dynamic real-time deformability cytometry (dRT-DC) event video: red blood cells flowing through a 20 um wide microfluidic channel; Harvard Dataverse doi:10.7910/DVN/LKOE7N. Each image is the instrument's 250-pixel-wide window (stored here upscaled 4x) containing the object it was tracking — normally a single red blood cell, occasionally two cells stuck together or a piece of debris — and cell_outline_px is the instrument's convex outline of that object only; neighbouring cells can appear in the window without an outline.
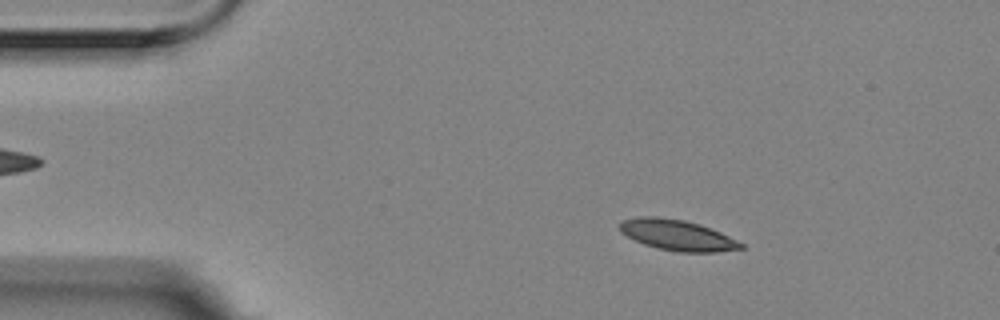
{"species": "Egyptian fruit bat (a non-hibernating species)", "species_latin": "Rousettus aegyptiacus", "temperature_condition": "room temperature", "stored_images_in_passage": 55, "camera_frame_rate_fps": 3000, "um_per_image_px": 0.085, "animal": {"sex": "female"}, "frame": {"image": 1, "passage_image": 8, "time_ms": 2.333, "image_size_px": [1000, 320], "cell_outline_px": [[744, 248], [716, 252], [676, 252], [656, 248], [644, 244], [620, 232], [620, 224], [624, 220], [640, 216], [656, 216], [684, 220], [700, 224], [720, 232], [744, 244]], "centroid_in_image_um": [57.57, 19.99], "position_along_channel_um": 27.4, "area_um2": 21.56}}
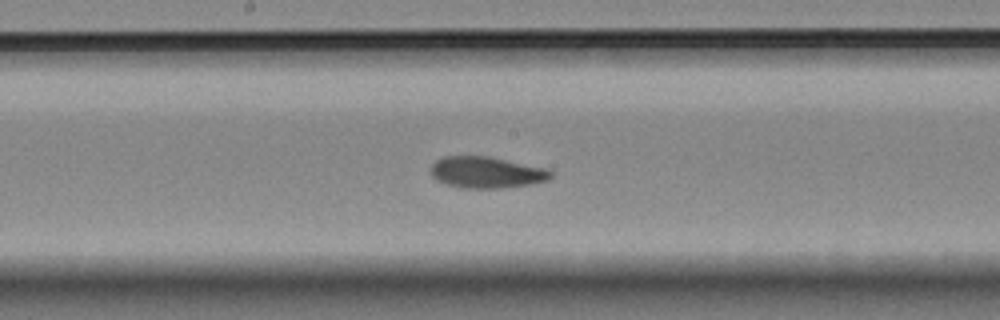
{"frame": {"image": 2, "passage_image": 28, "time_ms": 9.0, "image_size_px": [1000, 320], "cell_outline_px": [[552, 176], [548, 180], [528, 184], [504, 188], [460, 188], [436, 180], [432, 176], [432, 164], [436, 160], [444, 156], [488, 156], [548, 168], [552, 172]], "centroid_in_image_um": [41.36, 14.65], "position_along_channel_um": 206.8, "area_um2": 21.96}}
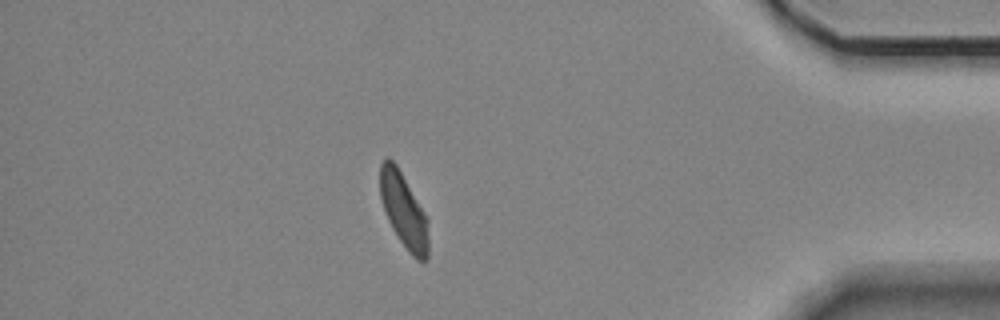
{"frame": {"image": 3, "passage_image": 48, "time_ms": 15.667, "image_size_px": [1000, 320], "cell_outline_px": [[428, 260], [416, 260], [408, 252], [392, 228], [388, 220], [380, 196], [380, 164], [388, 156], [396, 164], [428, 216]], "centroid_in_image_um": [34.34, 17.9], "position_along_channel_um": 400.9, "area_um2": 21.15}, "authors_computed_cell_mechanics": {"area_um2": 21.6172, "velocity_mm_per_s": 3.5076, "shape_relaxation_time_tau1_ms": 4.9562, "shape_relaxation_time_tau2_ms": 1.7502, "deformation_change_tau1": 0.1382, "deformation_change_tau2": 0.0694}}